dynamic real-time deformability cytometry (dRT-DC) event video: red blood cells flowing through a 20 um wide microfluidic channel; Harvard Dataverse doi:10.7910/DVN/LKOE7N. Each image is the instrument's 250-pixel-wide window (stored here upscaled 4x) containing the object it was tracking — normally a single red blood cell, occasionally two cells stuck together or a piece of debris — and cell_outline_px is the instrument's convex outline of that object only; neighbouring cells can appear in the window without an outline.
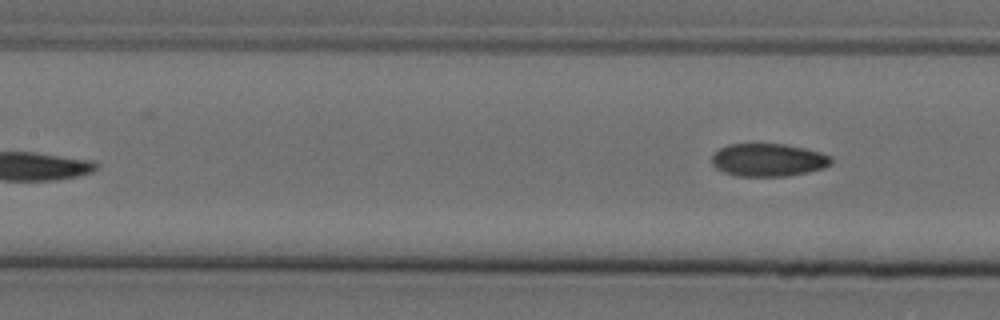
{"species": "Egyptian fruit bat (a non-hibernating species)", "species_latin": "Rousettus aegyptiacus", "temperature_condition": "cold", "stored_images_in_passage": 8, "camera_frame_rate_fps": 3000, "um_per_image_px": 0.085, "animal": {"sex": "female"}, "frame": {"image": 1, "passage_image": 8, "time_ms": 2.333, "image_size_px": [1000, 320], "cell_outline_px": [[832, 164], [824, 168], [808, 172], [788, 176], [736, 176], [724, 172], [716, 168], [712, 164], [712, 156], [720, 148], [728, 144], [784, 144], [804, 148], [820, 152], [832, 156]], "centroid_in_image_um": [65.32, 13.6], "position_along_channel_um": 142.1, "area_um2": 22.95}}